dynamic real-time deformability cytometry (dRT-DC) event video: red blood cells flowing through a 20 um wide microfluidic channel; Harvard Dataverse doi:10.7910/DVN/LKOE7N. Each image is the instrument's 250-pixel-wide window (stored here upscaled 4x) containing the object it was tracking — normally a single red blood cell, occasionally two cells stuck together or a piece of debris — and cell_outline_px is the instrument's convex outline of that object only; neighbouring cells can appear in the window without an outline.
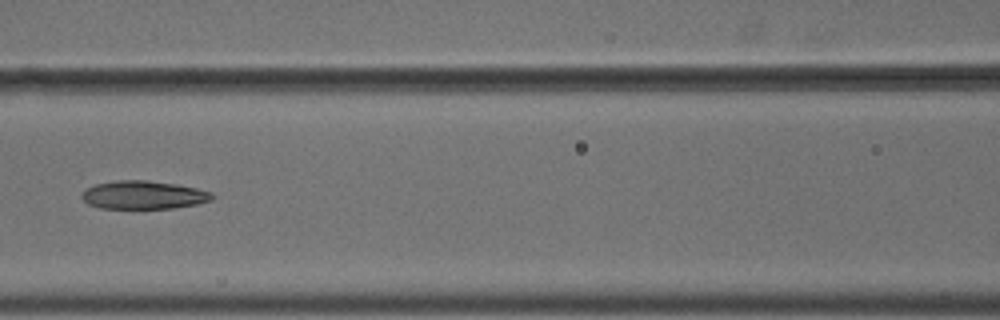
{"species": "common noctule bat (a hibernating species)", "species_latin": "Nyctalus noctula", "temperature_condition": "cold", "stored_images_in_passage": 11, "camera_frame_rate_fps": 3000, "um_per_image_px": 0.085, "animal": {"sex": "male", "body_mass_g": 18.8}, "frame": {"image": 1, "passage_image": 7, "time_ms": 2.0, "image_size_px": [1000, 320], "cell_outline_px": [[216, 196], [212, 200], [196, 204], [172, 208], [100, 208], [88, 204], [80, 196], [88, 188], [96, 184], [116, 180], [148, 180], [176, 184], [196, 188], [212, 192]], "centroid_in_image_um": [12.23, 16.57], "position_along_channel_um": 154.4, "area_um2": 21.39}}
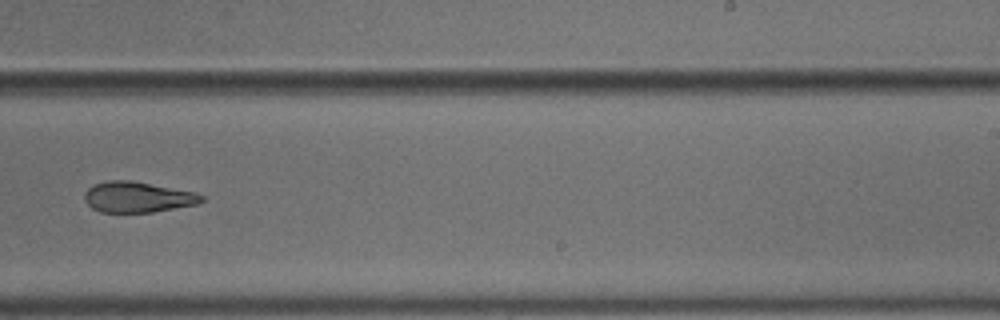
{"frame": {"image": 2, "passage_image": 10, "time_ms": 3.0, "image_size_px": [1000, 320], "cell_outline_px": [[204, 200], [196, 204], [152, 212], [100, 212], [92, 208], [84, 200], [84, 192], [92, 184], [108, 180], [132, 180], [196, 192], [204, 196]], "centroid_in_image_um": [11.67, 16.74], "position_along_channel_um": 277.3, "area_um2": 21.04}}
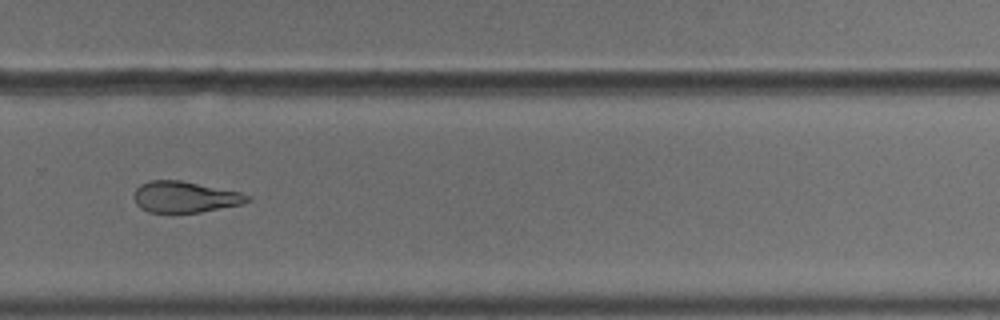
{"frame": {"image": 3, "passage_image": 11, "time_ms": 3.333, "image_size_px": [1000, 320], "cell_outline_px": [[252, 200], [244, 204], [200, 212], [148, 212], [140, 208], [136, 204], [132, 196], [136, 188], [140, 184], [148, 180], [180, 180], [240, 192], [252, 196]], "centroid_in_image_um": [15.71, 16.74], "position_along_channel_um": 314.1, "area_um2": 20.81}}